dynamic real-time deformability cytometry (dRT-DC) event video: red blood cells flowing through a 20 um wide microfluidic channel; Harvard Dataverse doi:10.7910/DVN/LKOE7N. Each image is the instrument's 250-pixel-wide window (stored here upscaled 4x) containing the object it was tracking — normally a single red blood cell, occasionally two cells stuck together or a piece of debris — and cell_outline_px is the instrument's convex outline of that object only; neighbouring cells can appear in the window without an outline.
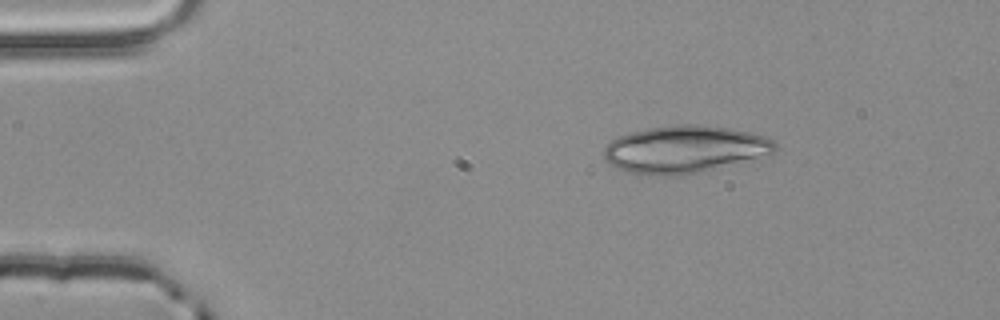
{"species": "common noctule bat (a hibernating species)", "species_latin": "Nyctalus noctula", "temperature_condition": "room temperature", "stored_images_in_passage": 45, "camera_frame_rate_fps": 3000, "um_per_image_px": 0.085, "animal": {"sex": "male", "body_mass_g": 20.4}, "frame": {"image": 1, "passage_image": 1, "time_ms": 0.0, "image_size_px": [1000, 320], "cell_outline_px": [[780, 148], [776, 152], [700, 172], [684, 176], [640, 176], [628, 172], [612, 164], [604, 156], [604, 148], [616, 136], [648, 128], [676, 124], [696, 124], [732, 128], [748, 132], [772, 140]], "centroid_in_image_um": [58.17, 12.7], "position_along_channel_um": 26.8, "area_um2": 47.16}}
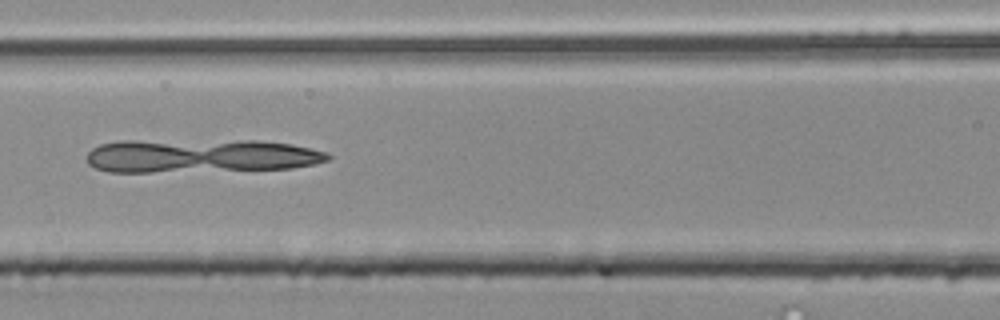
{"frame": {"image": 2, "passage_image": 16, "time_ms": 5.0, "image_size_px": [1000, 320], "cell_outline_px": [[332, 156], [328, 160], [316, 164], [292, 168], [152, 172], [108, 172], [96, 168], [88, 164], [88, 152], [92, 148], [100, 144], [120, 140], [256, 140], [292, 144], [328, 152]], "centroid_in_image_um": [17.04, 13.23], "position_along_channel_um": 149.6, "area_um2": 47.63}}
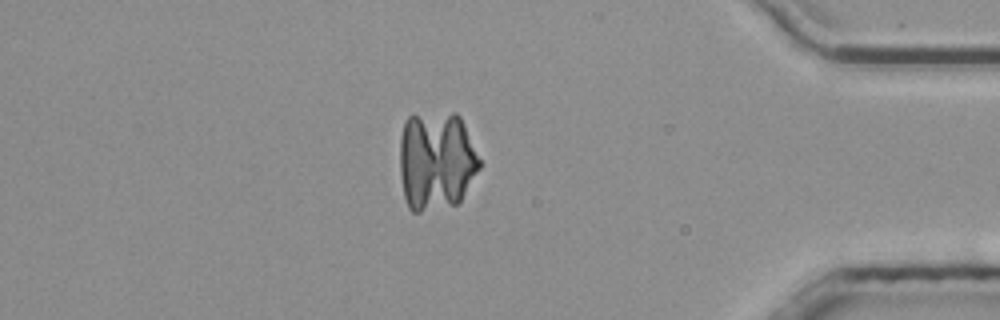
{"frame": {"image": 3, "passage_image": 38, "time_ms": 12.333, "image_size_px": [1000, 320], "cell_outline_px": [[480, 168], [460, 200], [456, 204], [420, 212], [412, 212], [408, 208], [404, 196], [400, 172], [400, 140], [404, 120], [408, 116], [452, 112], [456, 112], [460, 116], [464, 124], [480, 160]], "centroid_in_image_um": [37.07, 13.66], "position_along_channel_um": 398.1, "area_um2": 46.18}}